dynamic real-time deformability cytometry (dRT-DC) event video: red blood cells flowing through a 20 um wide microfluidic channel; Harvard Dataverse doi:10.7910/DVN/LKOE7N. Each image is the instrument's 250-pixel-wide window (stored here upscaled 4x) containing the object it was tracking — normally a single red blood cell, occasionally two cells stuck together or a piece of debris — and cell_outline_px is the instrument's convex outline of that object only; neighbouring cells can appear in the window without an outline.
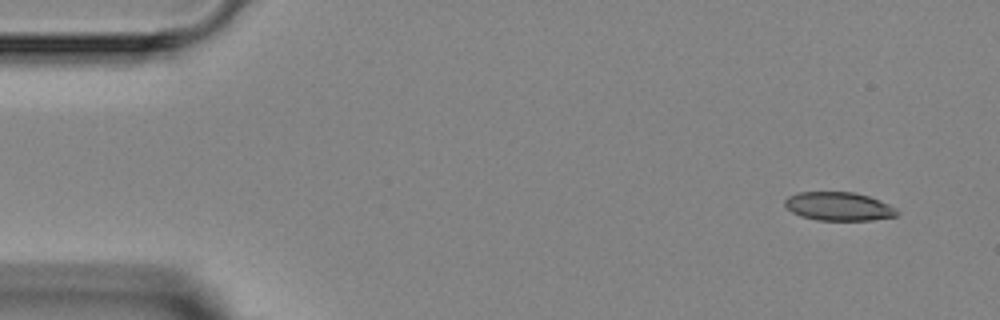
{"species": "Egyptian fruit bat (a non-hibernating species)", "species_latin": "Rousettus aegyptiacus", "temperature_condition": "room temperature", "stored_images_in_passage": 5, "camera_frame_rate_fps": 3000, "um_per_image_px": 0.085, "animal": {"sex": "female"}, "frame": {"image": 1, "passage_image": 1, "time_ms": 0.0, "image_size_px": [1000, 320], "cell_outline_px": [[900, 212], [896, 216], [872, 220], [816, 220], [800, 216], [792, 212], [784, 204], [784, 200], [788, 196], [796, 192], [852, 192], [868, 196], [888, 204], [896, 208]], "centroid_in_image_um": [71.27, 17.54], "position_along_channel_um": 13.7, "area_um2": 18.67}}